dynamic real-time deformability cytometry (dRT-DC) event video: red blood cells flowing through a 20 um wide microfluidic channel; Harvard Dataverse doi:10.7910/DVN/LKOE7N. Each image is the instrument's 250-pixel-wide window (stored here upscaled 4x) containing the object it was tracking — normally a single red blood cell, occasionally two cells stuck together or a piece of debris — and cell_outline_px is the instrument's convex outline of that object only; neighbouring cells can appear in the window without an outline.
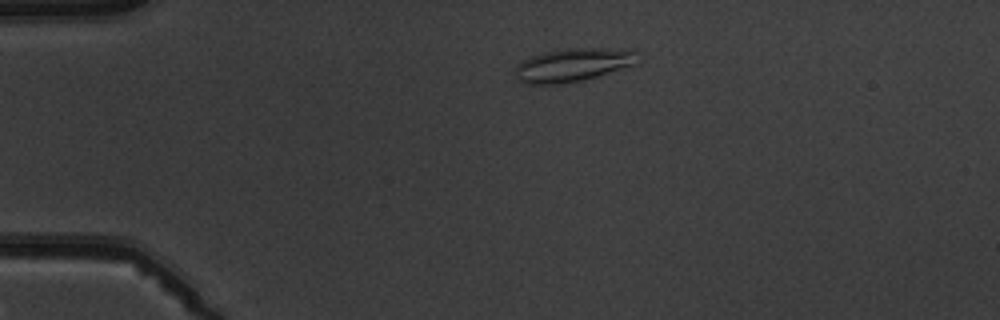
{"species": "common noctule bat (a hibernating species)", "species_latin": "Nyctalus noctula", "temperature_condition": "warm", "stored_images_in_passage": 4, "camera_frame_rate_fps": 3000, "um_per_image_px": 0.085, "animal": {"sex": "male", "body_mass_g": 19.5, "forearm_length_mm": 54.6}, "frame": {"image": 1, "passage_image": 3, "time_ms": 2.333, "image_size_px": [1000, 320], "cell_outline_px": [[640, 64], [584, 80], [560, 84], [524, 84], [516, 80], [516, 68], [528, 56], [544, 52], [568, 48], [592, 48], [636, 52]], "centroid_in_image_um": [48.68, 5.54], "position_along_channel_um": 36.3, "area_um2": 23.76}}